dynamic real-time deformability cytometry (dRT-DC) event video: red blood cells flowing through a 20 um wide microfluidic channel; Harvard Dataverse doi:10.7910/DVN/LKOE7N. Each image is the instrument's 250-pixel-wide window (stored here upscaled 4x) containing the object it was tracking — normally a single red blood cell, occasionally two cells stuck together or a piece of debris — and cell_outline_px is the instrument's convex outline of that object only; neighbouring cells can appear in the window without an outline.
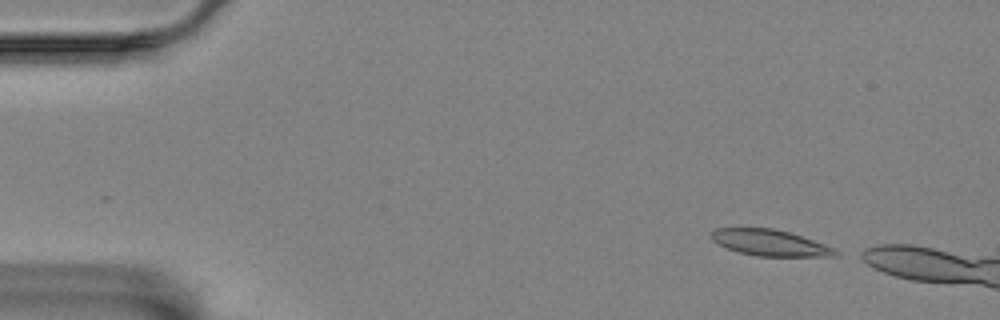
{"species": "Egyptian fruit bat (a non-hibernating species)", "species_latin": "Rousettus aegyptiacus", "temperature_condition": "room temperature", "stored_images_in_passage": 6, "camera_frame_rate_fps": 3000, "um_per_image_px": 0.085, "animal": {"sex": "female"}, "frame": {"image": 1, "passage_image": 1, "time_ms": 0.0, "image_size_px": [1000, 320], "cell_outline_px": [[844, 252], [840, 256], [756, 256], [740, 252], [728, 248], [712, 240], [708, 236], [716, 228], [772, 228], [788, 232], [836, 248]], "centroid_in_image_um": [65.5, 20.64], "position_along_channel_um": 19.5, "area_um2": 18.9}}